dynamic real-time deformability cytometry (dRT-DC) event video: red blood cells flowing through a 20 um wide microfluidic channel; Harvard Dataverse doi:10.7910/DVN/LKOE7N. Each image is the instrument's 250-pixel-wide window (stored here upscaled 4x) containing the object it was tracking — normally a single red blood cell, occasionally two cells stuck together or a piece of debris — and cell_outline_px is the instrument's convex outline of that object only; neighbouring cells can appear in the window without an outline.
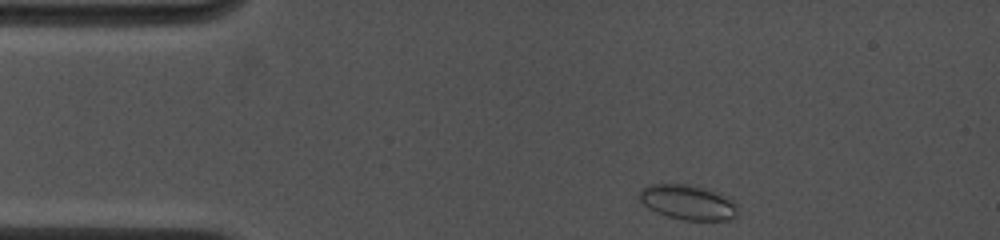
{"species": "common noctule bat (a hibernating species)", "species_latin": "Nyctalus noctula", "temperature_condition": "cold", "stored_images_in_passage": 56, "camera_frame_rate_fps": 4500, "um_per_image_px": 0.085, "animal": {"sex": "female", "body_mass_g": 19.0, "forearm_length_mm": 53.3}, "frame": {"image": 1, "passage_image": 2, "time_ms": 0.222, "image_size_px": [1000, 240], "cell_outline_px": [[736, 216], [728, 220], [684, 220], [668, 216], [656, 212], [648, 208], [640, 200], [640, 192], [644, 188], [652, 184], [688, 184], [720, 192], [728, 196], [736, 204]], "centroid_in_image_um": [58.5, 17.19], "position_along_channel_um": 26.5, "area_um2": 19.88}}
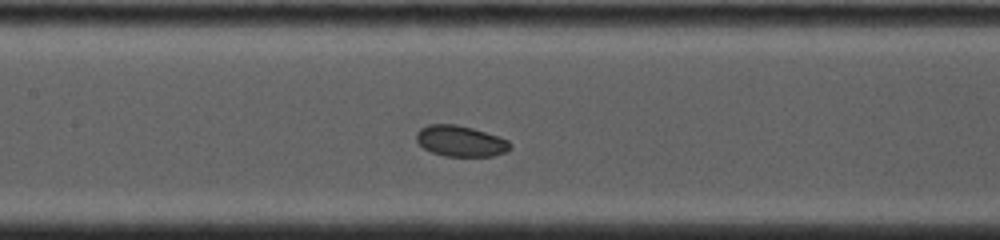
{"frame": {"image": 2, "passage_image": 24, "time_ms": 5.111, "image_size_px": [1000, 240], "cell_outline_px": [[512, 148], [504, 152], [492, 156], [444, 156], [432, 152], [424, 148], [416, 140], [416, 132], [420, 128], [428, 124], [456, 124], [472, 128], [508, 140], [512, 144]], "centroid_in_image_um": [39.13, 11.99], "position_along_channel_um": 168.3, "area_um2": 16.82}}
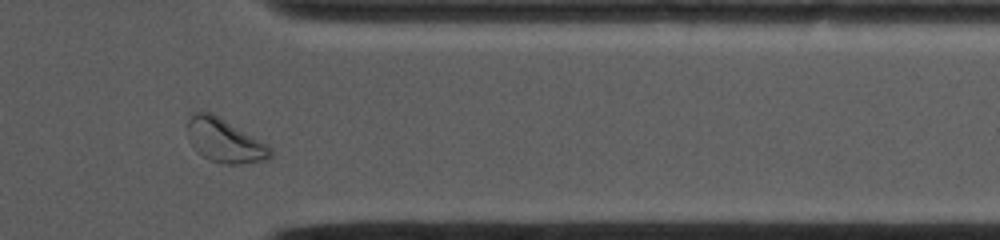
{"frame": {"image": 3, "passage_image": 49, "time_ms": 10.667, "image_size_px": [1000, 240], "cell_outline_px": [[272, 156], [268, 160], [240, 164], [224, 164], [208, 160], [196, 152], [192, 148], [188, 128], [188, 120], [196, 112], [212, 112], [268, 144], [272, 148]], "centroid_in_image_um": [19.13, 11.98], "position_along_channel_um": 392.3, "area_um2": 21.21}, "authors_computed_cell_mechanics": {"area_um2": 17.5134, "velocity_mm_per_s": 4.0408, "shape_relaxation_time_tau1_ms": 5.0218, "shape_relaxation_time_tau2_ms": 4.4302, "deformation_change_tau1": 0.0826, "deformation_change_tau2": 0.0717}}